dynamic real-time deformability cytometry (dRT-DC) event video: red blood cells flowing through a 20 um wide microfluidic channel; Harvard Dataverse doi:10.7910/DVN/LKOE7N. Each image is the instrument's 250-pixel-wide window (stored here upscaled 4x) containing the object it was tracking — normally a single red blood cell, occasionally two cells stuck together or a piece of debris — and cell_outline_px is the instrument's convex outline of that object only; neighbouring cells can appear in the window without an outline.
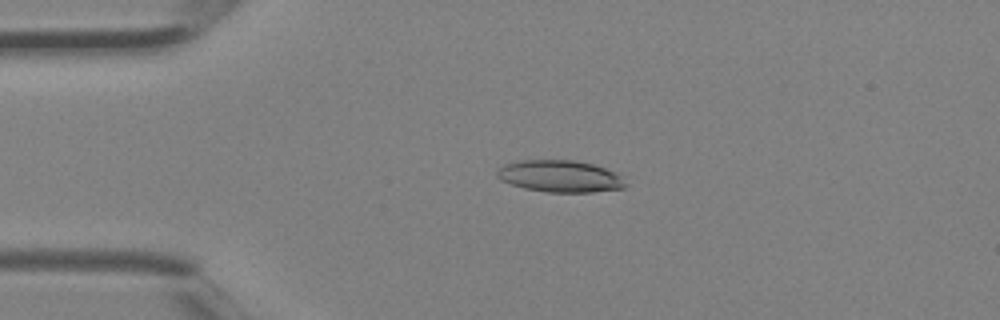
{"species": "Egyptian fruit bat (a non-hibernating species)", "species_latin": "Rousettus aegyptiacus", "temperature_condition": "room temperature", "stored_images_in_passage": 4, "camera_frame_rate_fps": 3000, "um_per_image_px": 0.085, "animal": {"sex": "female"}, "frame": {"image": 1, "passage_image": 3, "time_ms": 0.667, "image_size_px": [1000, 320], "cell_outline_px": [[628, 184], [624, 188], [592, 192], [548, 192], [524, 188], [500, 180], [496, 176], [496, 172], [504, 164], [520, 160], [572, 160], [592, 164], [616, 172], [624, 176]], "centroid_in_image_um": [47.64, 14.98], "position_along_channel_um": 37.4, "area_um2": 23.99}}